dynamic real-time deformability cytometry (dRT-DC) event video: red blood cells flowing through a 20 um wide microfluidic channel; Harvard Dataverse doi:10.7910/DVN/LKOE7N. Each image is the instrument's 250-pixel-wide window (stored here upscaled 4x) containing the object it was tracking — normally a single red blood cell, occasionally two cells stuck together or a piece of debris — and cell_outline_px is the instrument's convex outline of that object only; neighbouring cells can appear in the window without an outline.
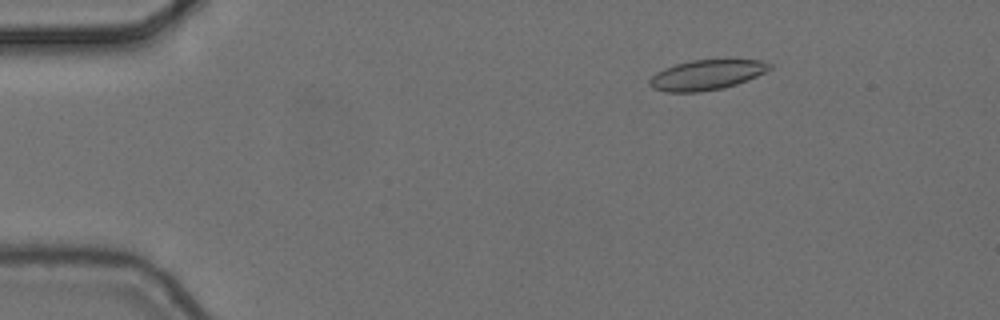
{"species": "common noctule bat (a hibernating species)", "species_latin": "Nyctalus noctula", "temperature_condition": "cold", "stored_images_in_passage": 2, "camera_frame_rate_fps": 3000, "um_per_image_px": 0.085, "animal": {"sex": "female", "body_mass_g": 24.6, "forearm_length_mm": 56.2}, "frame": {"image": 1, "passage_image": 2, "time_ms": 0.333, "image_size_px": [1000, 320], "cell_outline_px": [[772, 68], [748, 80], [724, 88], [700, 92], [664, 92], [652, 88], [648, 84], [648, 80], [656, 72], [664, 68], [676, 64], [692, 60], [760, 60], [772, 64]], "centroid_in_image_um": [60.02, 6.38], "position_along_channel_um": 25.0, "area_um2": 21.04}}